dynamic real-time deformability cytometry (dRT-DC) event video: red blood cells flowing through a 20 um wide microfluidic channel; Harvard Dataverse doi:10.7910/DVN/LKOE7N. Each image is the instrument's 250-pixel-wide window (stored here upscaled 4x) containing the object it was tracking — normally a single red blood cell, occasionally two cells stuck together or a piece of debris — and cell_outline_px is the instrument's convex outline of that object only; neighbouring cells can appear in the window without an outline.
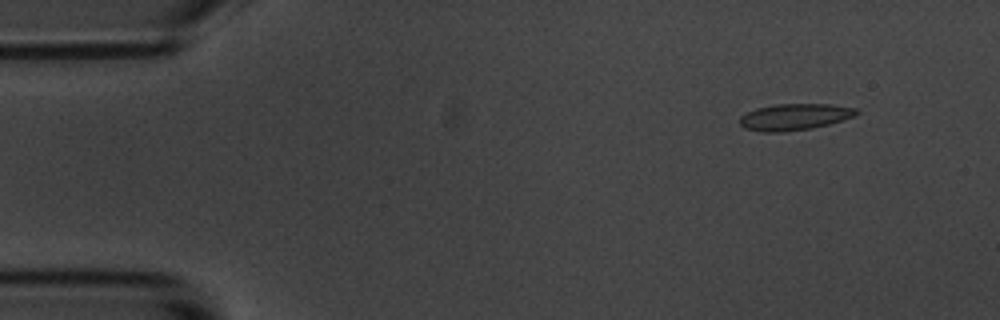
{"species": "common noctule bat (a hibernating species)", "species_latin": "Nyctalus noctula", "temperature_condition": "room temperature", "stored_images_in_passage": 6, "camera_frame_rate_fps": 3000, "um_per_image_px": 0.085, "animal": {"sex": "male", "body_mass_g": 20.1, "forearm_length_mm": 53.5}, "frame": {"image": 1, "passage_image": 2, "time_ms": 1.333, "image_size_px": [1000, 320], "cell_outline_px": [[860, 112], [852, 116], [828, 124], [812, 128], [784, 132], [760, 132], [744, 128], [740, 124], [740, 116], [756, 108], [776, 104], [828, 104], [856, 108]], "centroid_in_image_um": [67.49, 9.94], "position_along_channel_um": 17.5, "area_um2": 17.86}}
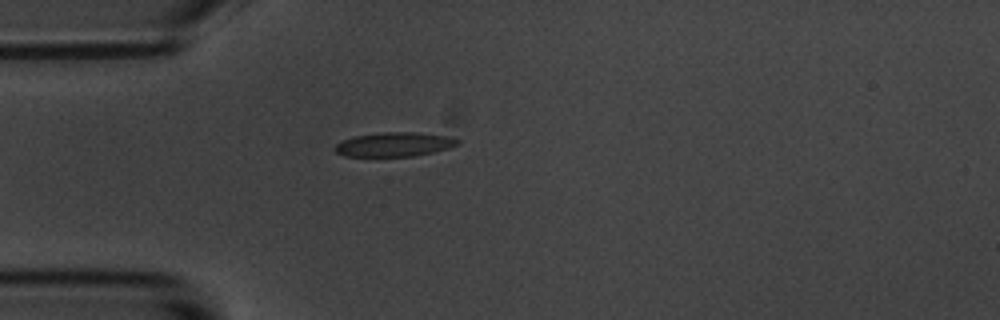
{"frame": {"image": 2, "passage_image": 5, "time_ms": 4.667, "image_size_px": [1000, 320], "cell_outline_px": [[460, 144], [448, 148], [432, 152], [412, 156], [344, 156], [336, 152], [332, 148], [336, 144], [352, 136], [384, 132], [416, 132], [448, 136], [460, 140]], "centroid_in_image_um": [33.5, 12.27], "position_along_channel_um": 51.5, "area_um2": 17.28}}